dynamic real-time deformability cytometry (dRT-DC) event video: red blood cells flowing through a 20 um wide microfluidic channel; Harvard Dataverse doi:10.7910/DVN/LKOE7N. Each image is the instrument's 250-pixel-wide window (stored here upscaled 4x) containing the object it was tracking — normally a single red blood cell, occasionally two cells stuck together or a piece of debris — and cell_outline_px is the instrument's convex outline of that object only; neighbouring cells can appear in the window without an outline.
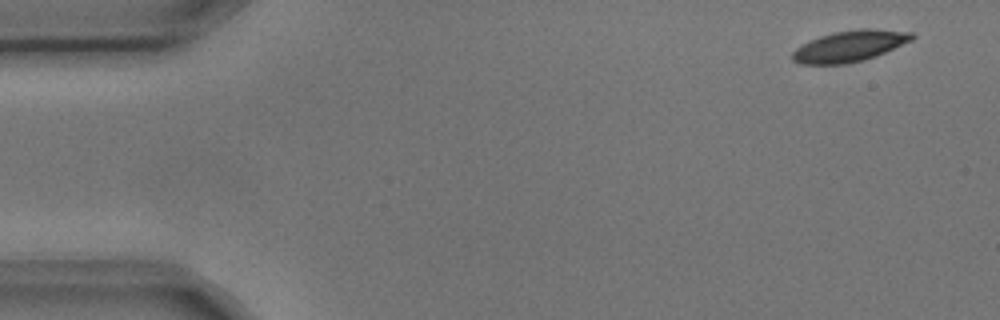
{"species": "common noctule bat (a hibernating species)", "species_latin": "Nyctalus noctula", "temperature_condition": "cold", "stored_images_in_passage": 10, "camera_frame_rate_fps": 3000, "um_per_image_px": 0.085, "animal": {"sex": "male", "body_mass_g": 17.9, "forearm_length_mm": 54.2}, "frame": {"image": 1, "passage_image": 1, "time_ms": 0.0, "image_size_px": [1000, 320], "cell_outline_px": [[916, 36], [912, 40], [876, 56], [864, 60], [844, 64], [800, 64], [792, 60], [792, 52], [796, 48], [820, 36], [832, 32], [860, 28], [868, 28], [912, 32]], "centroid_in_image_um": [72.23, 3.91], "position_along_channel_um": 12.8, "area_um2": 21.62}}
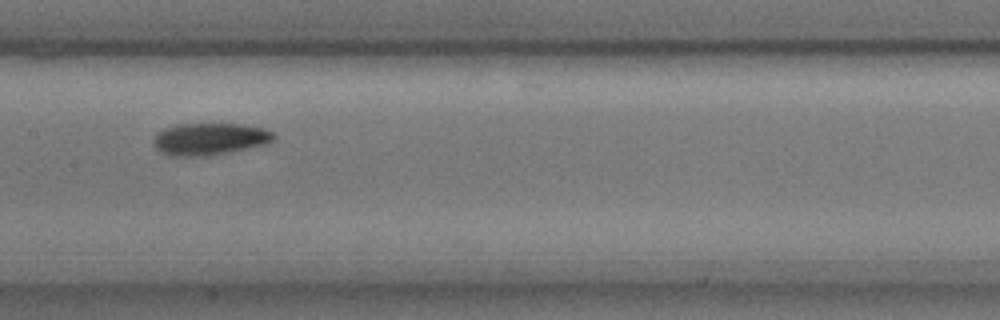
{"frame": {"image": 2, "passage_image": 7, "time_ms": 2.0, "image_size_px": [1000, 320], "cell_outline_px": [[276, 136], [268, 144], [228, 152], [204, 156], [172, 156], [160, 152], [152, 144], [152, 140], [164, 128], [176, 124], [244, 124], [264, 128], [272, 132]], "centroid_in_image_um": [17.82, 11.81], "position_along_channel_um": 189.6, "area_um2": 22.48}}
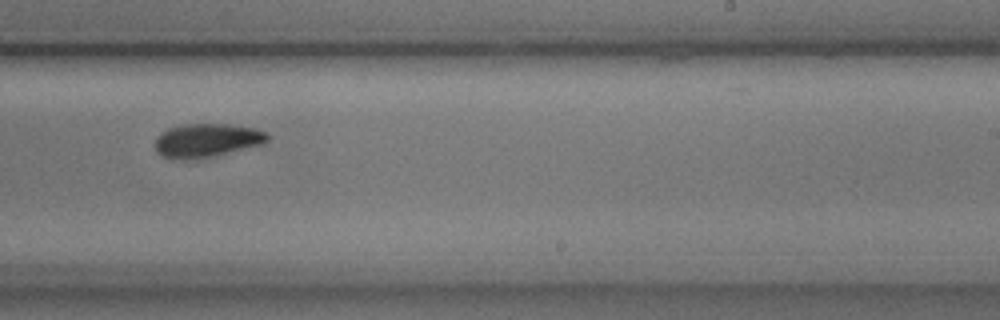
{"frame": {"image": 3, "passage_image": 9, "time_ms": 2.667, "image_size_px": [1000, 320], "cell_outline_px": [[268, 140], [264, 144], [212, 156], [160, 156], [156, 152], [156, 136], [160, 132], [168, 128], [184, 124], [228, 124], [256, 128], [268, 132]], "centroid_in_image_um": [17.64, 11.87], "position_along_channel_um": 271.4, "area_um2": 21.39}}